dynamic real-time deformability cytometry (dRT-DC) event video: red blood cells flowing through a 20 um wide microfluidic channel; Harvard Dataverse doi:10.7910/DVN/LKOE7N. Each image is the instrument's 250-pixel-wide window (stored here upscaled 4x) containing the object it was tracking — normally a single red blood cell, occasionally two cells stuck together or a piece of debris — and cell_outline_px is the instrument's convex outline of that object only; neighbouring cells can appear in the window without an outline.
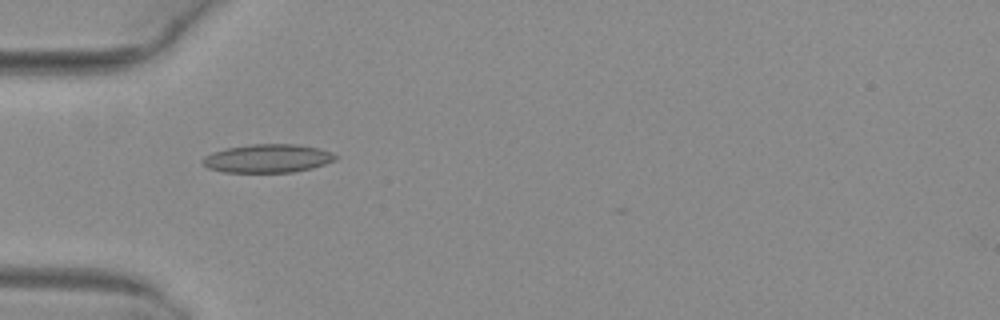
{"species": "common noctule bat (a hibernating species)", "species_latin": "Nyctalus noctula", "temperature_condition": "warm", "stored_images_in_passage": 36, "camera_frame_rate_fps": 3000, "um_per_image_px": 0.085, "animal": {"sex": "female", "body_mass_g": 29.2, "forearm_length_mm": 56.3}, "frame": {"image": 1, "passage_image": 1, "time_ms": 0.0, "image_size_px": [1000, 320], "cell_outline_px": [[336, 160], [312, 168], [292, 172], [224, 172], [208, 168], [200, 160], [204, 156], [212, 152], [224, 148], [252, 144], [300, 144], [332, 152], [336, 156]], "centroid_in_image_um": [22.72, 13.46], "position_along_channel_um": 62.3, "area_um2": 22.02}}
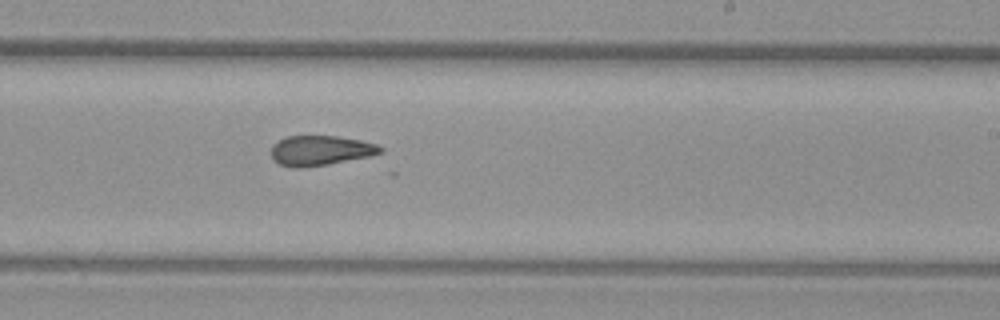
{"frame": {"image": 2, "passage_image": 16, "time_ms": 5.0, "image_size_px": [1000, 320], "cell_outline_px": [[384, 152], [368, 156], [328, 164], [304, 168], [292, 168], [280, 164], [272, 160], [272, 144], [288, 136], [336, 136], [360, 140], [376, 144], [384, 148]], "centroid_in_image_um": [27.22, 12.8], "position_along_channel_um": 261.8, "area_um2": 19.02}}
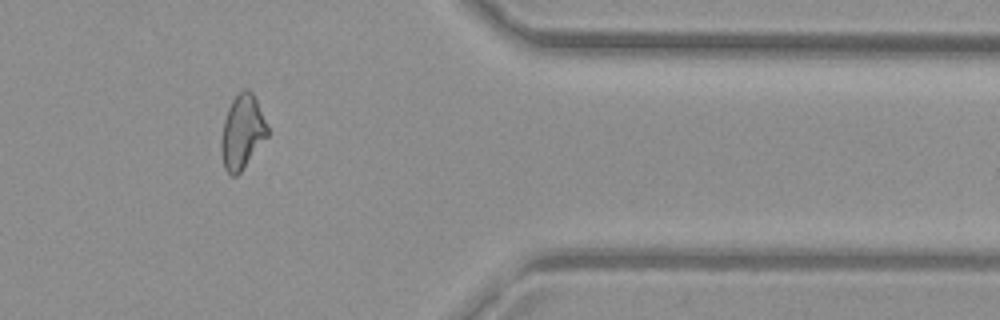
{"frame": {"image": 3, "passage_image": 27, "time_ms": 8.667, "image_size_px": [1000, 320], "cell_outline_px": [[268, 136], [240, 172], [236, 176], [232, 176], [224, 168], [220, 148], [220, 140], [224, 120], [228, 108], [232, 100], [244, 88], [248, 88], [252, 92], [256, 100], [268, 128]], "centroid_in_image_um": [20.57, 11.22], "position_along_channel_um": 390.8, "area_um2": 19.77}, "authors_computed_cell_mechanics": {"area_um2": 19.941, "velocity_mm_per_s": 4.0527, "shape_relaxation_time_tau1_ms": null, "shape_relaxation_time_tau2_ms": 2.3422, "deformation_change_tau1": null, "deformation_change_tau2": 0.0874}}